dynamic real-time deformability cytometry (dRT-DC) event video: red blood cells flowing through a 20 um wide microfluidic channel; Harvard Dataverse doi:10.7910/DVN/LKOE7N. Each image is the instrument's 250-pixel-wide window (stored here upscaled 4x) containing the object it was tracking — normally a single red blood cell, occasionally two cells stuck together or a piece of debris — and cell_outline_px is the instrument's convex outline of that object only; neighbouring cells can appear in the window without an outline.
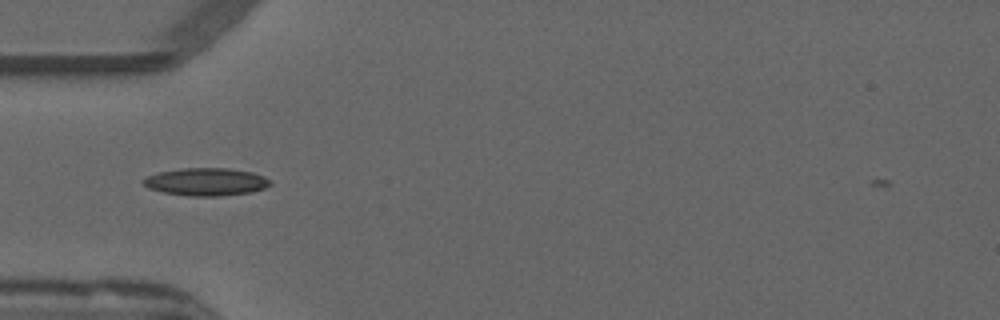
{"species": "common noctule bat (a hibernating species)", "species_latin": "Nyctalus noctula", "temperature_condition": "warm", "stored_images_in_passage": 5, "camera_frame_rate_fps": 3000, "um_per_image_px": 0.085, "animal": {"sex": "male", "forearm_length_mm": 52.5}, "frame": {"image": 1, "passage_image": 2, "time_ms": 0.333, "image_size_px": [1000, 320], "cell_outline_px": [[272, 184], [264, 188], [252, 192], [220, 196], [188, 196], [164, 192], [148, 188], [140, 180], [148, 176], [160, 172], [180, 168], [228, 168], [252, 172], [264, 176]], "centroid_in_image_um": [17.52, 15.45], "position_along_channel_um": 67.5, "area_um2": 20.46}}